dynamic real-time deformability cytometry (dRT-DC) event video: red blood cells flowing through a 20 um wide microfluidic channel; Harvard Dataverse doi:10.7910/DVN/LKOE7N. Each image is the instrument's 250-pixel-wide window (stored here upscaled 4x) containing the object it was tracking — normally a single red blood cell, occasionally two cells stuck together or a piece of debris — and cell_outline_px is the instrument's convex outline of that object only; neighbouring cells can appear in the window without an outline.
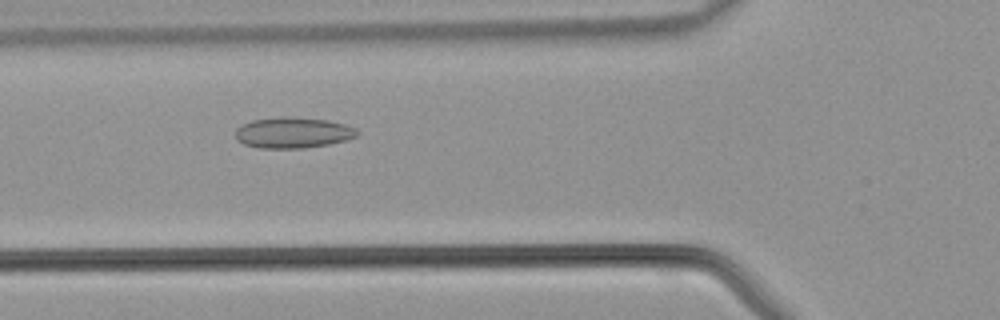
{"species": "common noctule bat (a hibernating species)", "species_latin": "Nyctalus noctula", "temperature_condition": "warm", "stored_images_in_passage": 42, "camera_frame_rate_fps": 3000, "um_per_image_px": 0.085, "animal": {"sex": "male", "body_mass_g": 21.5, "forearm_length_mm": 52.0}, "frame": {"image": 1, "passage_image": 15, "time_ms": 4.667, "image_size_px": [1000, 320], "cell_outline_px": [[360, 132], [356, 136], [344, 140], [328, 144], [304, 148], [260, 148], [244, 144], [236, 140], [236, 128], [252, 120], [280, 116], [328, 120], [344, 124], [356, 128]], "centroid_in_image_um": [24.89, 11.27], "position_along_channel_um": 100.9, "area_um2": 21.79}}
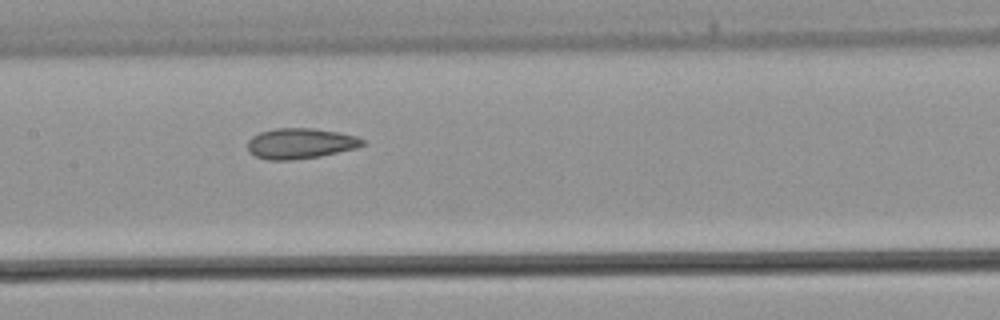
{"frame": {"image": 2, "passage_image": 20, "time_ms": 6.333, "image_size_px": [1000, 320], "cell_outline_px": [[364, 144], [356, 148], [320, 156], [292, 160], [268, 160], [256, 156], [248, 152], [248, 140], [252, 136], [260, 132], [276, 128], [312, 128], [336, 132], [356, 136], [364, 140]], "centroid_in_image_um": [25.5, 12.19], "position_along_channel_um": 181.9, "area_um2": 20.35}}
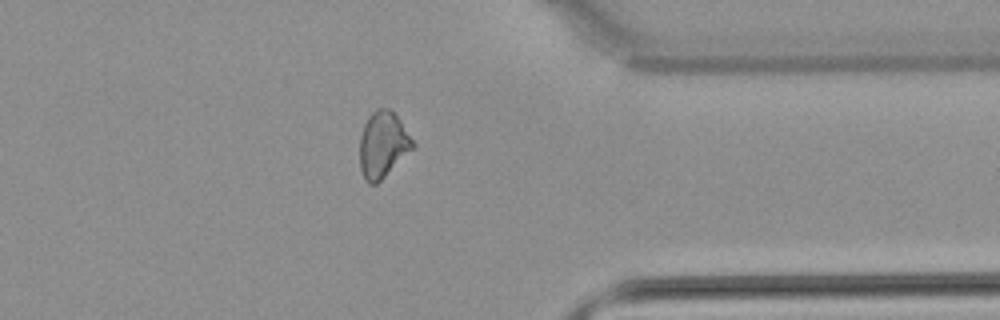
{"frame": {"image": 3, "passage_image": 33, "time_ms": 10.667, "image_size_px": [1000, 320], "cell_outline_px": [[416, 148], [376, 184], [368, 184], [364, 180], [360, 168], [360, 136], [364, 124], [368, 116], [376, 108], [388, 108], [400, 120], [416, 144]], "centroid_in_image_um": [32.56, 12.31], "position_along_channel_um": 378.8, "area_um2": 20.69}}